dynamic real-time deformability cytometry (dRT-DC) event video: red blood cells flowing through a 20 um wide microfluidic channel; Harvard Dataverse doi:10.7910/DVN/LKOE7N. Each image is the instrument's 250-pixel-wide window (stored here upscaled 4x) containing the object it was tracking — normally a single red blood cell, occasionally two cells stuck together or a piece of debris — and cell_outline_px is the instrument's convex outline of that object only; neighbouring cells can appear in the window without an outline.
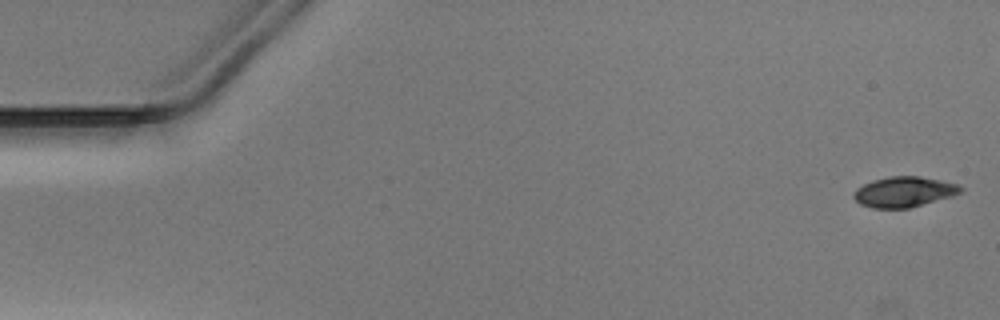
{"species": "Egyptian fruit bat (a non-hibernating species)", "species_latin": "Rousettus aegyptiacus", "temperature_condition": "warm", "stored_images_in_passage": 50, "camera_frame_rate_fps": 3000, "um_per_image_px": 0.085, "animal": {"sex": "male"}, "frame": {"image": 1, "passage_image": 1, "time_ms": 0.0, "image_size_px": [1000, 320], "cell_outline_px": [[964, 188], [960, 192], [952, 196], [908, 208], [872, 208], [860, 204], [852, 196], [852, 192], [856, 188], [872, 180], [892, 176], [920, 176], [940, 180], [956, 184]], "centroid_in_image_um": [76.8, 16.3], "position_along_channel_um": 8.2, "area_um2": 18.84}}
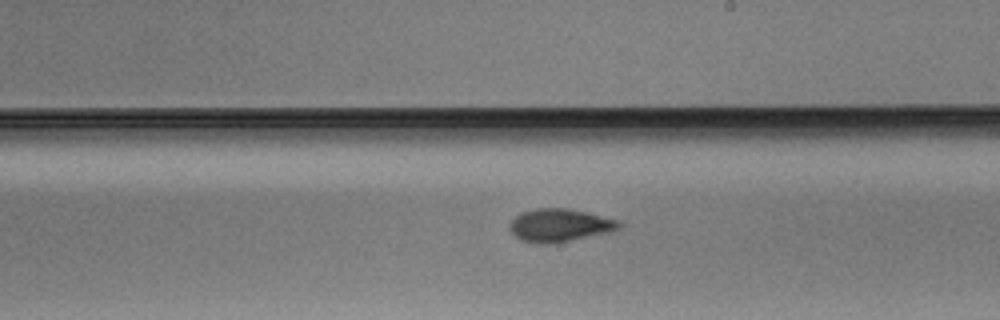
{"frame": {"image": 2, "passage_image": 29, "time_ms": 9.333, "image_size_px": [1000, 320], "cell_outline_px": [[624, 224], [620, 228], [612, 232], [568, 240], [544, 244], [540, 244], [520, 240], [508, 228], [508, 224], [520, 212], [536, 208], [568, 208], [588, 212], [620, 220]], "centroid_in_image_um": [47.6, 19.13], "position_along_channel_um": 241.4, "area_um2": 21.15}}
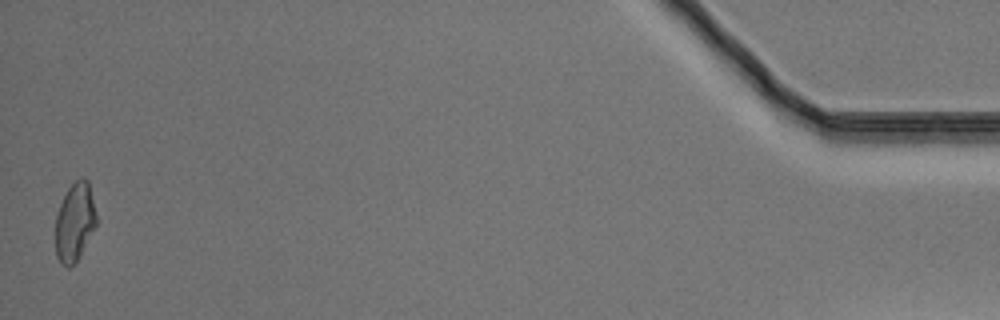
{"frame": {"image": 3, "passage_image": 50, "time_ms": 16.333, "image_size_px": [1000, 320], "cell_outline_px": [[96, 224], [76, 260], [68, 268], [60, 264], [56, 256], [56, 216], [60, 204], [68, 188], [80, 176], [84, 176], [88, 180], [96, 216]], "centroid_in_image_um": [6.33, 18.84], "position_along_channel_um": 428.9, "area_um2": 18.26}}